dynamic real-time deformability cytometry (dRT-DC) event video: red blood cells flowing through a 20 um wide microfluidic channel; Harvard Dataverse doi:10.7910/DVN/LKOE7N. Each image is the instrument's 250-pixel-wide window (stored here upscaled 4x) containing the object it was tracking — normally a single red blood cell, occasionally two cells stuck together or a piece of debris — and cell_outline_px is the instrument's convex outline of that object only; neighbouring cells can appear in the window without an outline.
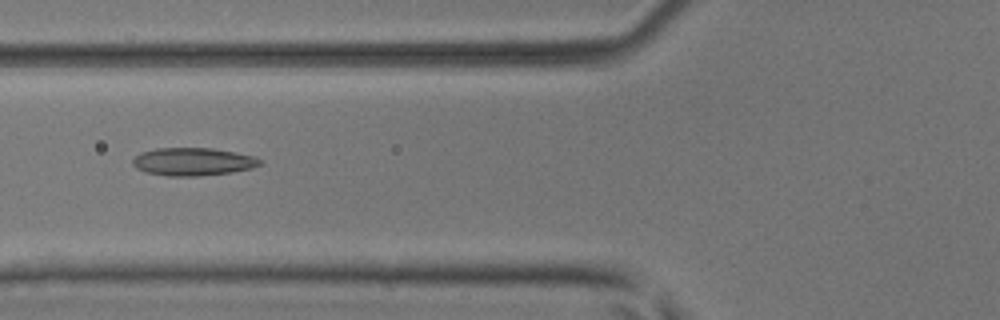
{"species": "common noctule bat (a hibernating species)", "species_latin": "Nyctalus noctula", "temperature_condition": "room temperature", "stored_images_in_passage": 6, "camera_frame_rate_fps": 3000, "um_per_image_px": 0.085, "animal": {"sex": "male", "body_mass_g": 17.9, "forearm_length_mm": 54.2}, "frame": {"image": 1, "passage_image": 6, "time_ms": 1.667, "image_size_px": [1000, 320], "cell_outline_px": [[264, 164], [252, 168], [232, 172], [200, 176], [168, 176], [144, 172], [136, 168], [132, 164], [132, 160], [140, 152], [156, 148], [212, 148], [252, 156], [260, 160]], "centroid_in_image_um": [16.37, 13.75], "position_along_channel_um": 109.4, "area_um2": 20.69}}